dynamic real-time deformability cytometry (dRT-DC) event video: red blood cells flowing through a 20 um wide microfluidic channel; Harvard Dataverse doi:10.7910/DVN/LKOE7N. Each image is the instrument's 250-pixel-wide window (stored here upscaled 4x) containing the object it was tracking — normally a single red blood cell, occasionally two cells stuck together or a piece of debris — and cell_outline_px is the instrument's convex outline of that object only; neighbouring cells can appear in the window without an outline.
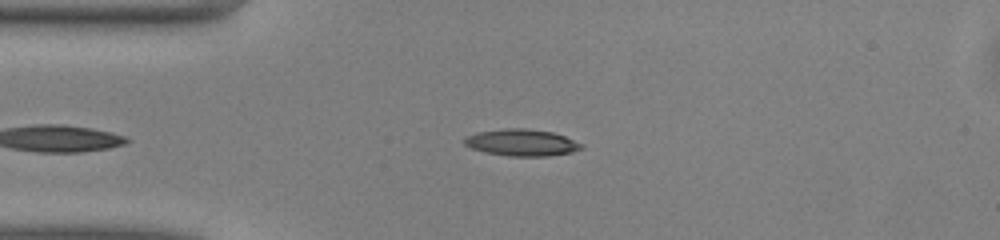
{"species": "common noctule bat (a hibernating species)", "species_latin": "Nyctalus noctula", "temperature_condition": "warm", "stored_images_in_passage": 36, "camera_frame_rate_fps": 3000, "um_per_image_px": 0.085, "animal": {"sex": "male", "body_mass_g": 13.0, "forearm_length_mm": 53.1}, "frame": {"image": 1, "passage_image": 1, "time_ms": 0.0, "image_size_px": [1000, 240], "cell_outline_px": [[584, 148], [572, 152], [548, 156], [508, 156], [484, 152], [472, 148], [464, 144], [464, 136], [476, 132], [504, 128], [524, 128], [552, 132], [564, 136], [584, 144]], "centroid_in_image_um": [44.33, 12.12], "position_along_channel_um": 40.7, "area_um2": 18.38}}
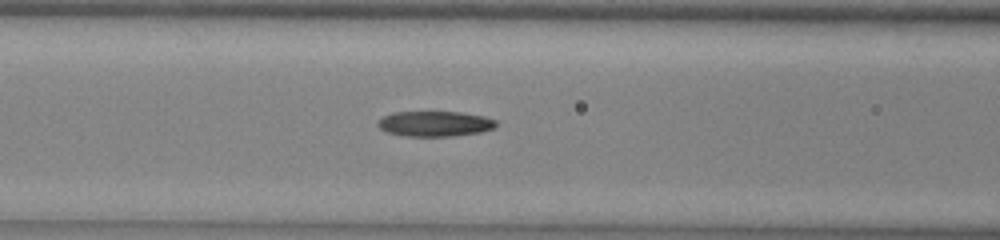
{"frame": {"image": 2, "passage_image": 9, "time_ms": 2.667, "image_size_px": [1000, 240], "cell_outline_px": [[496, 124], [492, 128], [480, 132], [452, 136], [404, 136], [388, 132], [380, 128], [376, 124], [376, 120], [392, 112], [460, 112], [484, 116], [496, 120]], "centroid_in_image_um": [36.92, 10.51], "position_along_channel_um": 129.7, "area_um2": 17.4}}
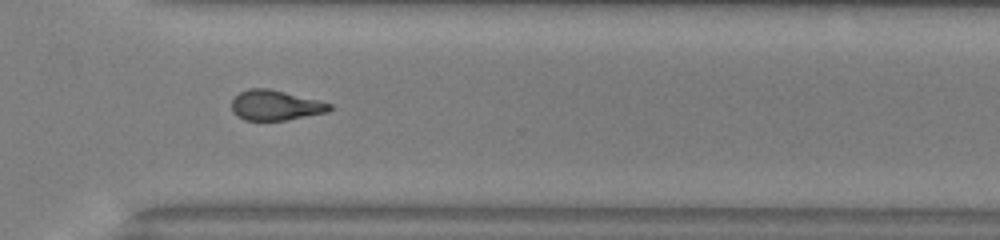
{"frame": {"image": 3, "passage_image": 25, "time_ms": 8.0, "image_size_px": [1000, 240], "cell_outline_px": [[332, 108], [328, 112], [284, 120], [244, 120], [232, 112], [232, 100], [240, 92], [248, 88], [268, 88], [320, 100], [332, 104]], "centroid_in_image_um": [23.42, 8.94], "position_along_channel_um": 347.2, "area_um2": 17.17}, "authors_computed_cell_mechanics": {"area_um2": 18.207, "velocity_mm_per_s": 4.0842, "shape_relaxation_time_tau1_ms": 5.9157, "shape_relaxation_time_tau2_ms": 5.8013, "deformation_change_tau1": 0.1941, "deformation_change_tau2": 0.1449}}